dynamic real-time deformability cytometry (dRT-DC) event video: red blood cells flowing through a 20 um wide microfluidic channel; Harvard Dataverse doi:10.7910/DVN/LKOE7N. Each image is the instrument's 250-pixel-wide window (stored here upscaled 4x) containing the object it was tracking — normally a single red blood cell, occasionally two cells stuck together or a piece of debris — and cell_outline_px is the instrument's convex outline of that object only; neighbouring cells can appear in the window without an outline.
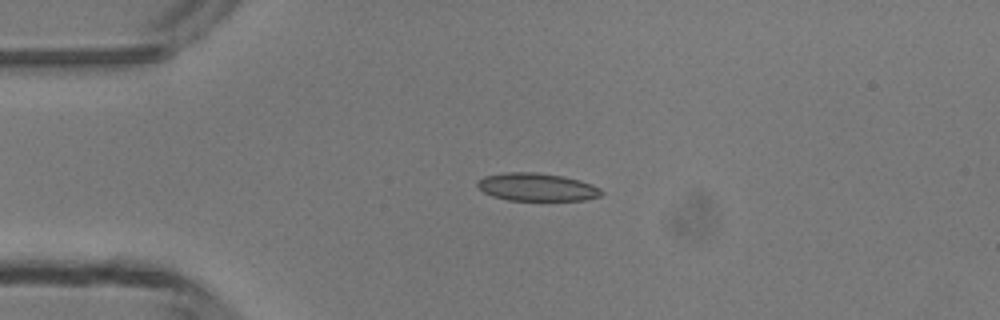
{"species": "common noctule bat (a hibernating species)", "species_latin": "Nyctalus noctula", "temperature_condition": "room temperature", "stored_images_in_passage": 3, "camera_frame_rate_fps": 3000, "um_per_image_px": 0.085, "animal": {"sex": "male", "body_mass_g": 13.3}, "frame": {"image": 1, "passage_image": 3, "time_ms": 2.333, "image_size_px": [1000, 320], "cell_outline_px": [[604, 192], [600, 196], [584, 200], [508, 200], [492, 196], [476, 188], [476, 184], [484, 176], [504, 172], [536, 172], [564, 176], [580, 180], [592, 184], [600, 188]], "centroid_in_image_um": [45.63, 15.89], "position_along_channel_um": 39.4, "area_um2": 20.29}}